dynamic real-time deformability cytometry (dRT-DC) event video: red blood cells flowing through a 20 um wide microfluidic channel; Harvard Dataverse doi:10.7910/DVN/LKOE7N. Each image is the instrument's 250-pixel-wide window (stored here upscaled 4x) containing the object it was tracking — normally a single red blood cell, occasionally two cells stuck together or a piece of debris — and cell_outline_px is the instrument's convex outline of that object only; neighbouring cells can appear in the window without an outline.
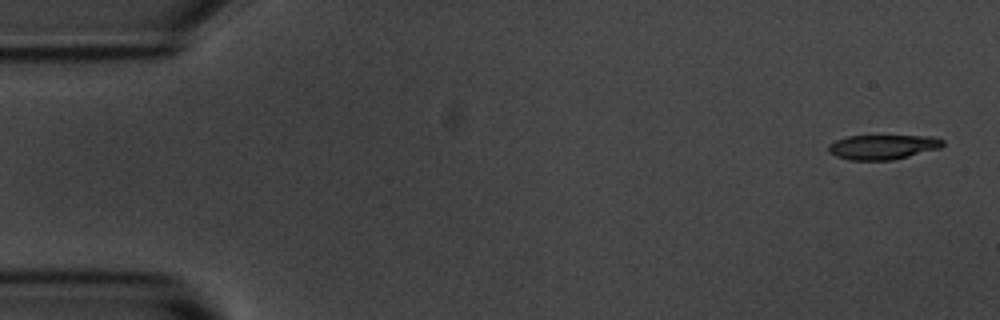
{"species": "common noctule bat (a hibernating species)", "species_latin": "Nyctalus noctula", "temperature_condition": "room temperature", "stored_images_in_passage": 53, "camera_frame_rate_fps": 3000, "um_per_image_px": 0.085, "animal": {"sex": "male", "body_mass_g": 20.1, "forearm_length_mm": 53.5}, "frame": {"image": 1, "passage_image": 1, "time_ms": 0.0, "image_size_px": [1000, 320], "cell_outline_px": [[944, 144], [940, 148], [892, 160], [848, 160], [836, 156], [828, 152], [828, 144], [836, 140], [848, 136], [932, 136], [944, 140]], "centroid_in_image_um": [75.01, 12.49], "position_along_channel_um": 10.0, "area_um2": 16.42}}
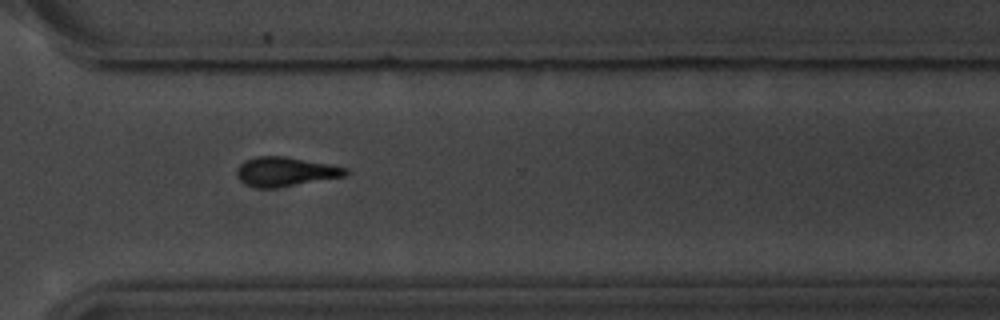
{"frame": {"image": 2, "passage_image": 38, "time_ms": 12.333, "image_size_px": [1000, 320], "cell_outline_px": [[352, 172], [348, 176], [276, 188], [256, 188], [244, 184], [236, 176], [236, 168], [244, 160], [256, 156], [284, 156], [328, 164], [348, 168]], "centroid_in_image_um": [24.26, 14.6], "position_along_channel_um": 346.3, "area_um2": 18.9}}
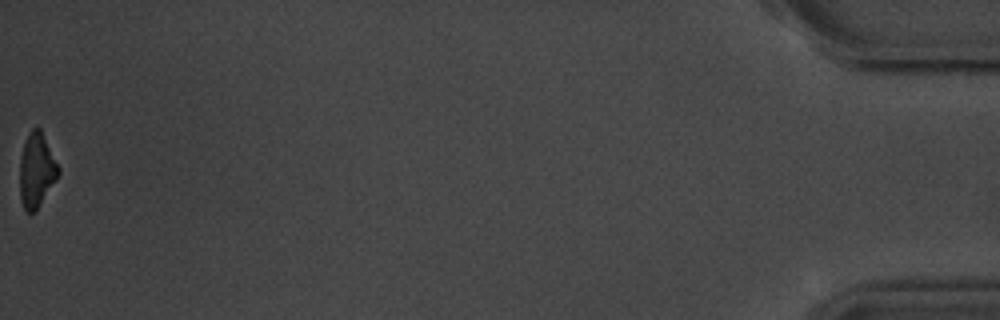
{"frame": {"image": 3, "passage_image": 53, "time_ms": 17.333, "image_size_px": [1000, 320], "cell_outline_px": [[60, 172], [56, 180], [36, 208], [32, 212], [28, 212], [24, 208], [20, 200], [20, 156], [28, 132], [32, 128], [40, 128], [60, 168]], "centroid_in_image_um": [3.1, 14.43], "position_along_channel_um": 432.1, "area_um2": 16.42}, "authors_computed_cell_mechanics": {"area_um2": 18.0914, "velocity_mm_per_s": 3.726, "shape_relaxation_time_tau1_ms": 2.6672, "shape_relaxation_time_tau2_ms": 8.3607, "deformation_change_tau1": 0.1715, "deformation_change_tau2": 0.2157}}